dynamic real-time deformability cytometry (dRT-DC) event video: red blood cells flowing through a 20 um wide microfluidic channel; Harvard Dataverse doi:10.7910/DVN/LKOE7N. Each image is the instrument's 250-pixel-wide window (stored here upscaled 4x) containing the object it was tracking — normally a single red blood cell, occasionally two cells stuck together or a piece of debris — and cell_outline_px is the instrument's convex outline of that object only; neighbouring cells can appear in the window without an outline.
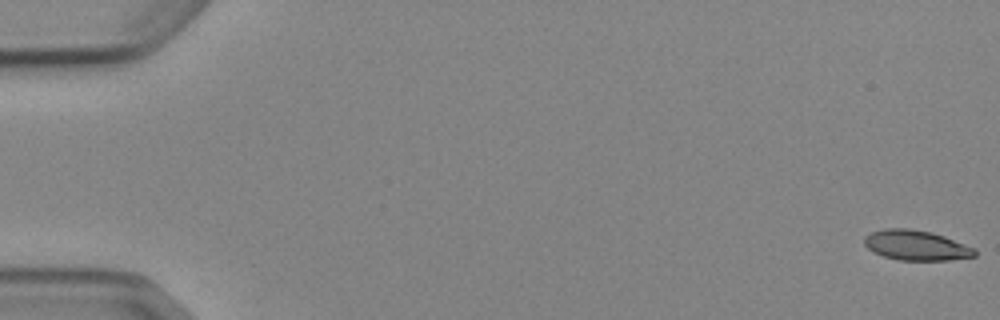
{"species": "Egyptian fruit bat (a non-hibernating species)", "species_latin": "Rousettus aegyptiacus", "temperature_condition": "cold", "stored_images_in_passage": 6, "camera_frame_rate_fps": 3000, "um_per_image_px": 0.085, "animal": {"sex": "female"}, "frame": {"image": 1, "passage_image": 1, "time_ms": 0.0, "image_size_px": [1000, 320], "cell_outline_px": [[976, 256], [948, 260], [900, 260], [884, 256], [872, 252], [864, 244], [864, 236], [872, 232], [884, 228], [908, 228], [932, 232], [944, 236], [976, 248]], "centroid_in_image_um": [77.87, 20.84], "position_along_channel_um": 7.1, "area_um2": 19.42}}